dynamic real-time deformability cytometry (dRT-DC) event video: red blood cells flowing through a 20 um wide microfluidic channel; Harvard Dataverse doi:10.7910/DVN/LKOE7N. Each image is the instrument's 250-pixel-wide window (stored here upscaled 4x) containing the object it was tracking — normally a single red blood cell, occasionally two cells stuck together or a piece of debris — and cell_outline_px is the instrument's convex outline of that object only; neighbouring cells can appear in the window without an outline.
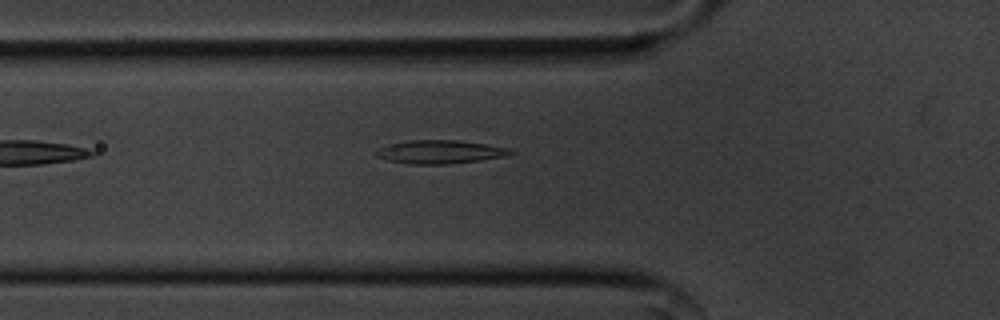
{"species": "common noctule bat (a hibernating species)", "species_latin": "Nyctalus noctula", "temperature_condition": "cold", "stored_images_in_passage": 33, "camera_frame_rate_fps": 3000, "um_per_image_px": 0.085, "animal": {"sex": "male", "body_mass_g": 20.1, "forearm_length_mm": 53.5}, "frame": {"image": 1, "passage_image": 4, "time_ms": 1.0, "image_size_px": [1000, 320], "cell_outline_px": [[516, 152], [508, 156], [480, 160], [448, 164], [412, 164], [388, 160], [376, 156], [372, 152], [376, 148], [388, 144], [408, 140], [456, 140], [484, 144], [508, 148]], "centroid_in_image_um": [37.35, 12.91], "position_along_channel_um": 88.4, "area_um2": 18.44}}
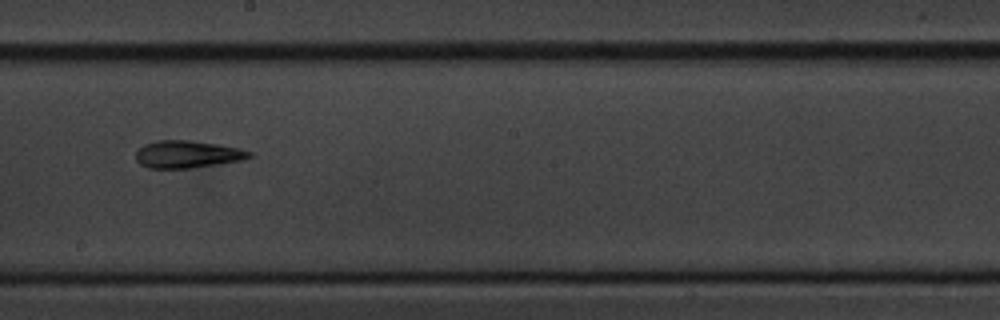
{"frame": {"image": 2, "passage_image": 16, "time_ms": 5.0, "image_size_px": [1000, 320], "cell_outline_px": [[252, 156], [240, 160], [216, 164], [188, 168], [148, 168], [140, 164], [136, 160], [136, 152], [144, 144], [156, 140], [188, 140], [216, 144], [240, 148], [252, 152]], "centroid_in_image_um": [15.89, 13.11], "position_along_channel_um": 232.3, "area_um2": 17.92}}
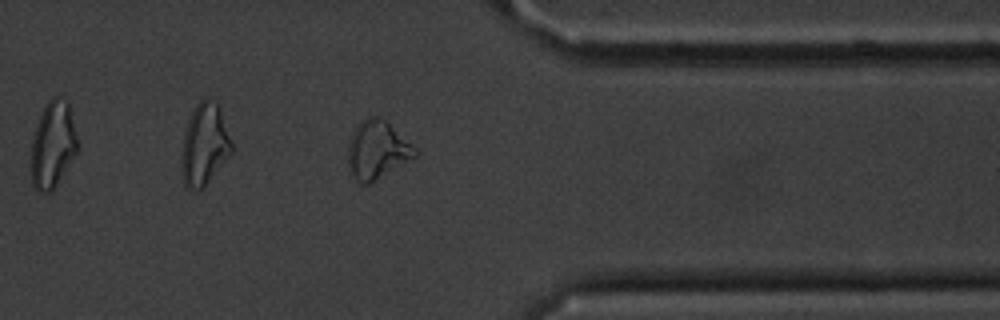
{"frame": {"image": 3, "passage_image": 29, "time_ms": 9.333, "image_size_px": [1000, 320], "cell_outline_px": [[420, 152], [416, 156], [368, 184], [360, 184], [348, 172], [348, 144], [352, 132], [360, 120], [368, 116], [376, 116], [384, 120], [416, 148]], "centroid_in_image_um": [32.01, 12.75], "position_along_channel_um": 379.4, "area_um2": 22.54}, "authors_computed_cell_mechanics": {"area_um2": 18.1492, "velocity_mm_per_s": 3.5862, "shape_relaxation_time_tau1_ms": 5.3734, "shape_relaxation_time_tau2_ms": 3.7145, "deformation_change_tau1": 0.1491, "deformation_change_tau2": 0.1219}}